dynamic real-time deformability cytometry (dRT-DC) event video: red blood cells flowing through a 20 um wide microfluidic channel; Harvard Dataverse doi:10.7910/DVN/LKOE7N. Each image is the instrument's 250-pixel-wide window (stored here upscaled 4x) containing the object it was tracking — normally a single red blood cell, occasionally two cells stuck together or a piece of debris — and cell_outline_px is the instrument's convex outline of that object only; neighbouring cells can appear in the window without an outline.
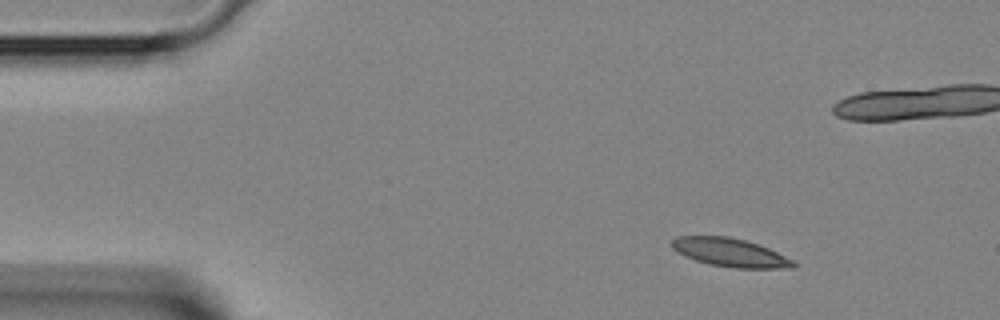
{"species": "Egyptian fruit bat (a non-hibernating species)", "species_latin": "Rousettus aegyptiacus", "temperature_condition": "room temperature", "stored_images_in_passage": 39, "camera_frame_rate_fps": 3000, "um_per_image_px": 0.085, "animal": {"sex": "female"}, "frame": {"image": 1, "passage_image": 1, "time_ms": 0.0, "image_size_px": [1000, 320], "cell_outline_px": [[796, 268], [732, 268], [708, 264], [684, 256], [676, 252], [672, 248], [672, 240], [676, 236], [728, 236], [744, 240], [768, 248], [792, 260], [796, 264]], "centroid_in_image_um": [62.02, 21.47], "position_along_channel_um": 23.0, "area_um2": 20.06}}
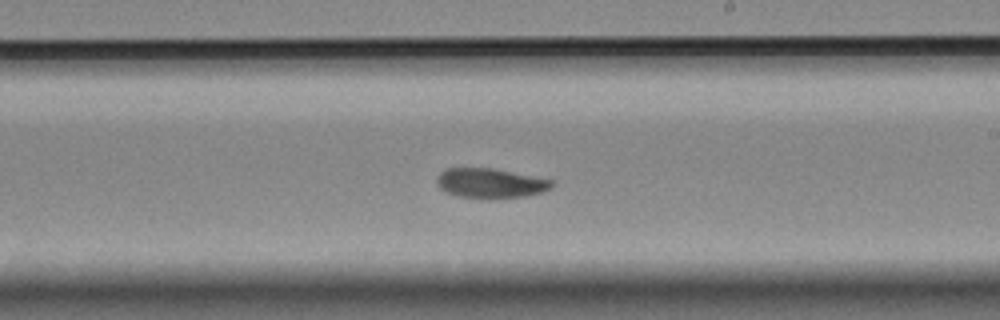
{"frame": {"image": 2, "passage_image": 20, "time_ms": 6.333, "image_size_px": [1000, 320], "cell_outline_px": [[556, 184], [552, 188], [544, 192], [524, 196], [460, 196], [444, 192], [436, 184], [436, 176], [444, 168], [492, 168], [556, 180]], "centroid_in_image_um": [41.71, 15.53], "position_along_channel_um": 247.3, "area_um2": 19.65}}
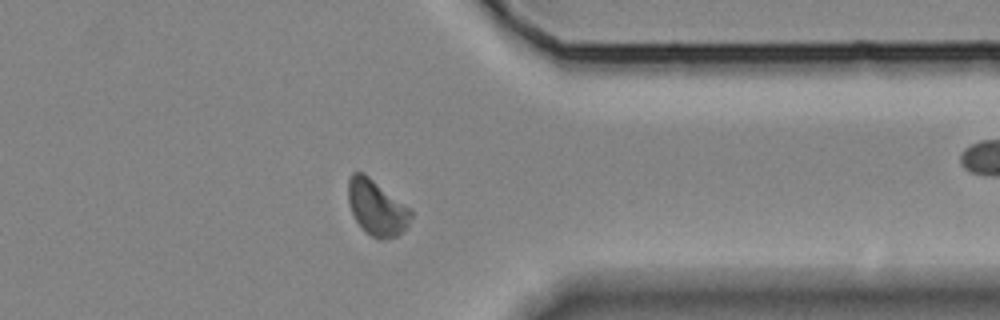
{"frame": {"image": 3, "passage_image": 29, "time_ms": 9.333, "image_size_px": [1000, 320], "cell_outline_px": [[412, 216], [408, 224], [396, 236], [384, 240], [380, 240], [372, 236], [356, 220], [348, 204], [348, 180], [352, 172], [364, 172], [408, 208], [412, 212]], "centroid_in_image_um": [31.98, 17.63], "position_along_channel_um": 379.4, "area_um2": 19.77}}